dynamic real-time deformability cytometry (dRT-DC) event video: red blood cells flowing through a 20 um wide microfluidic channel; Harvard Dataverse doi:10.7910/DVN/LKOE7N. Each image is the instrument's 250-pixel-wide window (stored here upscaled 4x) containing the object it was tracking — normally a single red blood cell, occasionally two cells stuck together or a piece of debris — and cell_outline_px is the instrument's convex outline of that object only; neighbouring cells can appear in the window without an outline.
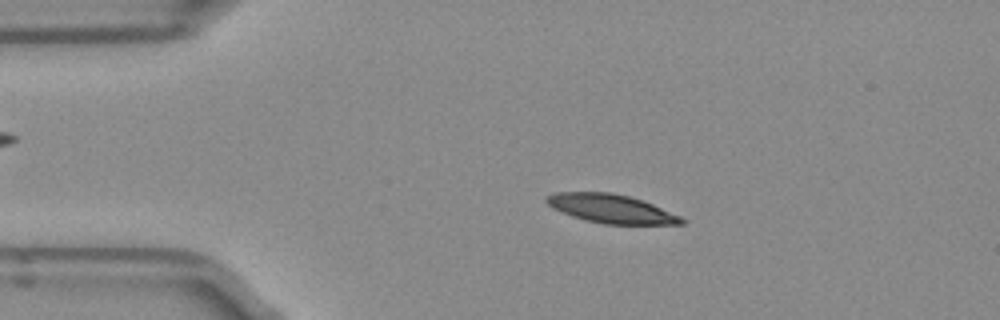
{"species": "Egyptian fruit bat (a non-hibernating species)", "species_latin": "Rousettus aegyptiacus", "temperature_condition": "room temperature", "stored_images_in_passage": 44, "camera_frame_rate_fps": 3000, "um_per_image_px": 0.085, "frame": {"image": 1, "passage_image": 3, "time_ms": 0.667, "image_size_px": [1000, 320], "cell_outline_px": [[688, 220], [684, 224], [604, 224], [584, 220], [572, 216], [552, 208], [544, 200], [548, 196], [556, 192], [608, 192], [628, 196], [652, 204], [680, 216]], "centroid_in_image_um": [51.94, 17.75], "position_along_channel_um": 33.1, "area_um2": 22.43}}
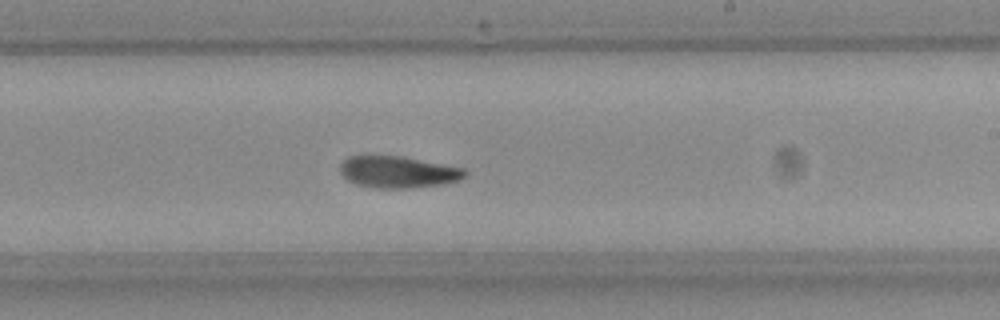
{"frame": {"image": 2, "passage_image": 23, "time_ms": 7.333, "image_size_px": [1000, 320], "cell_outline_px": [[468, 172], [460, 180], [444, 184], [408, 188], [376, 188], [356, 184], [348, 180], [340, 172], [340, 164], [348, 156], [400, 156], [464, 168]], "centroid_in_image_um": [33.83, 14.62], "position_along_channel_um": 255.2, "area_um2": 22.95}}
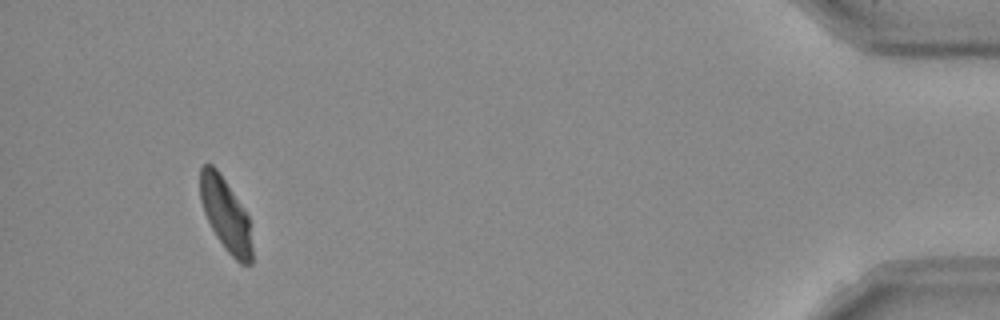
{"frame": {"image": 3, "passage_image": 41, "time_ms": 13.333, "image_size_px": [1000, 320], "cell_outline_px": [[252, 264], [240, 264], [224, 248], [216, 236], [204, 212], [200, 200], [200, 168], [204, 164], [212, 164], [216, 168], [248, 216], [252, 248]], "centroid_in_image_um": [19.17, 18.27], "position_along_channel_um": 416.0, "area_um2": 21.68}, "authors_computed_cell_mechanics": {"area_um2": 23.2067, "velocity_mm_per_s": 3.9145, "shape_relaxation_time_tau1_ms": 4.0392, "shape_relaxation_time_tau2_ms": 5.4828, "deformation_change_tau1": 0.1674, "deformation_change_tau2": 0.1098}}